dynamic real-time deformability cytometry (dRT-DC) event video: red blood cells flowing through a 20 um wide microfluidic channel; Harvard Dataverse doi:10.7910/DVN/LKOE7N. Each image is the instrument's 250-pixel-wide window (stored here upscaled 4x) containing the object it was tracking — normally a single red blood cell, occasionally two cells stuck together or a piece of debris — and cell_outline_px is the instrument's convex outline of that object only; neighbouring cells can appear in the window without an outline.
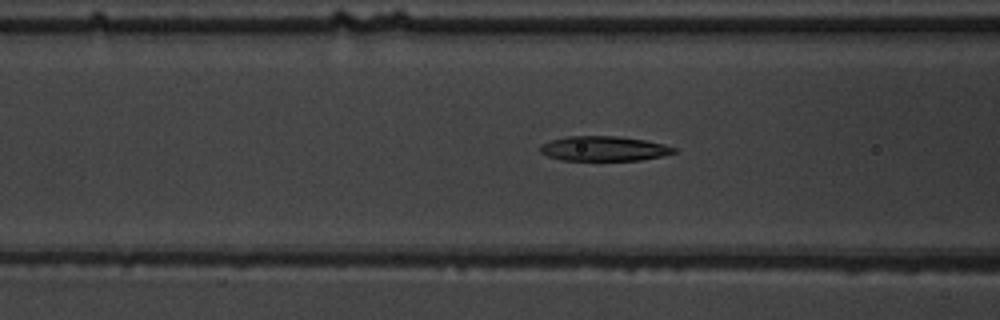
{"species": "common noctule bat (a hibernating species)", "species_latin": "Nyctalus noctula", "temperature_condition": "warm", "stored_images_in_passage": 55, "camera_frame_rate_fps": 3000, "um_per_image_px": 0.085, "animal": {"sex": "male", "body_mass_g": 19.5, "forearm_length_mm": 54.6}, "frame": {"image": 1, "passage_image": 22, "time_ms": 7.0, "image_size_px": [1000, 320], "cell_outline_px": [[676, 152], [664, 156], [640, 160], [560, 160], [548, 156], [540, 152], [540, 144], [552, 140], [568, 136], [616, 136], [644, 140], [664, 144], [676, 148]], "centroid_in_image_um": [51.33, 12.63], "position_along_channel_um": 115.3, "area_um2": 19.31}}
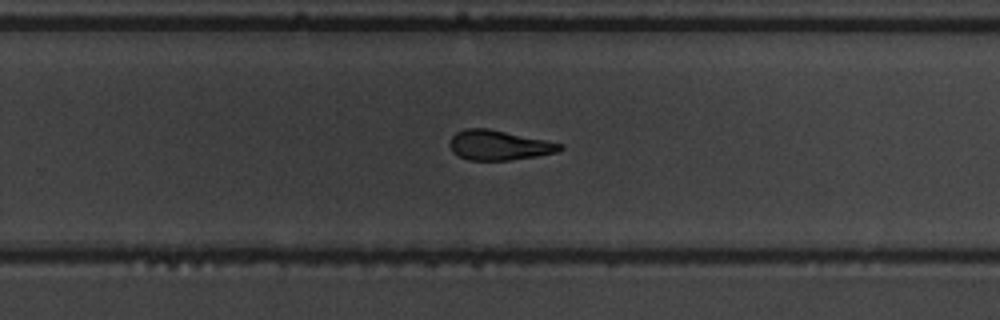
{"frame": {"image": 2, "passage_image": 36, "time_ms": 11.667, "image_size_px": [1000, 320], "cell_outline_px": [[564, 148], [556, 152], [536, 156], [508, 160], [468, 160], [452, 152], [448, 144], [452, 136], [456, 132], [468, 128], [488, 128], [564, 144]], "centroid_in_image_um": [42.38, 12.34], "position_along_channel_um": 287.4, "area_um2": 19.07}}
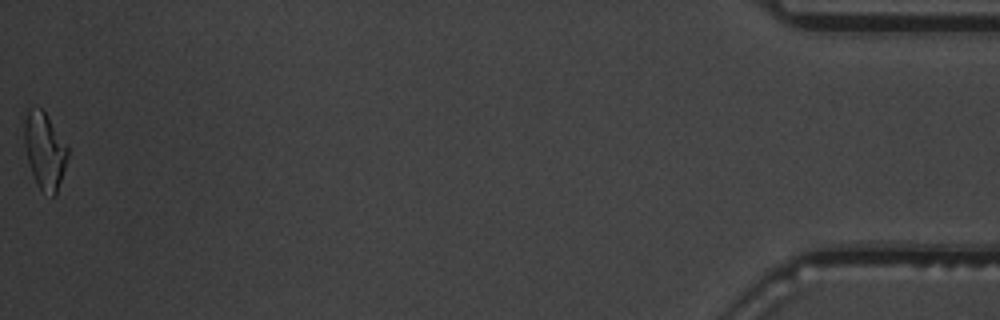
{"frame": {"image": 3, "passage_image": 55, "time_ms": 18.0, "image_size_px": [1000, 320], "cell_outline_px": [[68, 156], [56, 192], [52, 196], [40, 188], [36, 184], [28, 160], [24, 144], [24, 120], [28, 108], [40, 108], [44, 112], [68, 148]], "centroid_in_image_um": [3.76, 12.78], "position_along_channel_um": 431.4, "area_um2": 18.67}, "authors_computed_cell_mechanics": {"area_um2": 19.7676, "velocity_mm_per_s": 3.6993, "shape_relaxation_time_tau1_ms": 4.9898, "shape_relaxation_time_tau2_ms": 2.688, "deformation_change_tau1": 0.2043, "deformation_change_tau2": 0.1088}}